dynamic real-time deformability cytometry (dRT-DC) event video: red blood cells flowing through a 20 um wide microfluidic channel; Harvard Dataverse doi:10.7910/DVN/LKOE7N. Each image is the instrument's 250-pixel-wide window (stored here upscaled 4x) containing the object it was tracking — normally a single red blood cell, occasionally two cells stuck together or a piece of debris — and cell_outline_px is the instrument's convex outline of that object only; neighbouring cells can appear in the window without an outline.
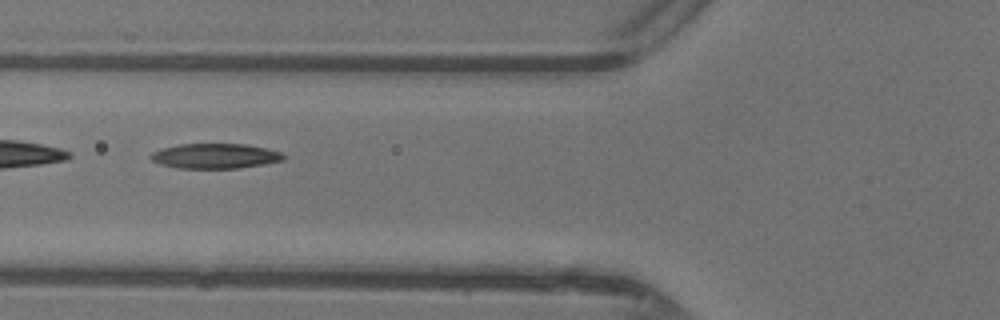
{"species": "common noctule bat (a hibernating species)", "species_latin": "Nyctalus noctula", "temperature_condition": "warm", "stored_images_in_passage": 32, "camera_frame_rate_fps": 3000, "um_per_image_px": 0.085, "animal": {"sex": "female"}, "frame": {"image": 1, "passage_image": 3, "time_ms": 0.667, "image_size_px": [1000, 320], "cell_outline_px": [[284, 160], [264, 164], [240, 168], [176, 168], [160, 164], [152, 160], [148, 156], [152, 152], [176, 144], [248, 144], [280, 152], [284, 156]], "centroid_in_image_um": [18.26, 13.26], "position_along_channel_um": 107.5, "area_um2": 19.31}}
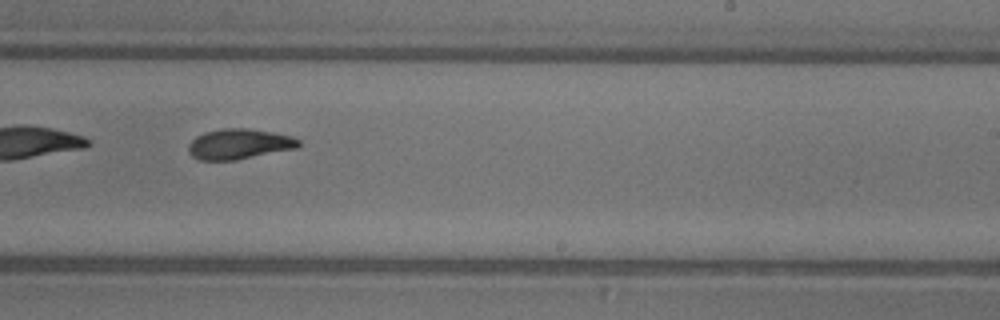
{"frame": {"image": 2, "passage_image": 14, "time_ms": 4.333, "image_size_px": [1000, 320], "cell_outline_px": [[300, 144], [296, 148], [236, 160], [200, 160], [192, 156], [188, 152], [188, 144], [196, 136], [204, 132], [224, 128], [248, 128], [272, 132], [292, 136], [300, 140]], "centroid_in_image_um": [20.31, 12.24], "position_along_channel_um": 268.7, "area_um2": 19.48}}
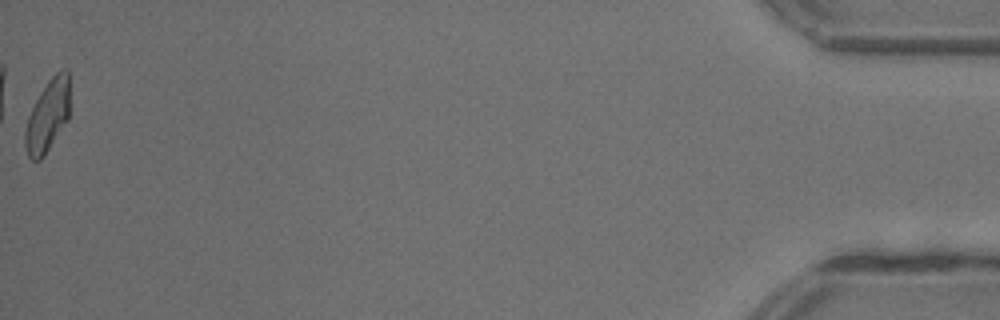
{"frame": {"image": 3, "passage_image": 32, "time_ms": 10.333, "image_size_px": [1000, 320], "cell_outline_px": [[68, 120], [44, 156], [40, 160], [32, 160], [28, 156], [24, 144], [24, 132], [28, 116], [40, 92], [48, 80], [60, 68], [68, 68]], "centroid_in_image_um": [4.04, 9.84], "position_along_channel_um": 431.2, "area_um2": 18.73}}